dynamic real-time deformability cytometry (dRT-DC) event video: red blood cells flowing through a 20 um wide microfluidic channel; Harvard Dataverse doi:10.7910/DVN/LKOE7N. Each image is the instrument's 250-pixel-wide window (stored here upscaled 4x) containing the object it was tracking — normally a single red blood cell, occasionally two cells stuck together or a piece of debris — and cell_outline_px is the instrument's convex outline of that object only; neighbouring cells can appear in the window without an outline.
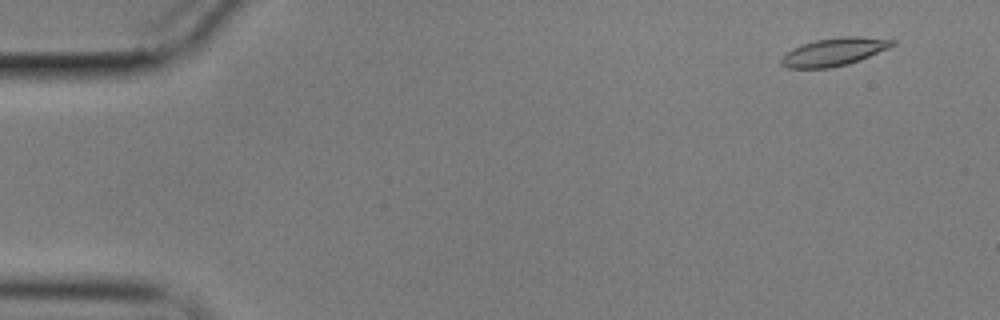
{"species": "common noctule bat (a hibernating species)", "species_latin": "Nyctalus noctula", "temperature_condition": "cold", "stored_images_in_passage": 58, "camera_frame_rate_fps": 3000, "um_per_image_px": 0.085, "animal": {"sex": "male", "body_mass_g": 17.9}, "frame": {"image": 1, "passage_image": 4, "time_ms": 1.0, "image_size_px": [1000, 320], "cell_outline_px": [[896, 44], [888, 48], [860, 60], [848, 64], [828, 68], [788, 68], [780, 64], [780, 60], [792, 48], [816, 40], [840, 36], [856, 36], [896, 40]], "centroid_in_image_um": [70.9, 4.41], "position_along_channel_um": 14.1, "area_um2": 17.92}}
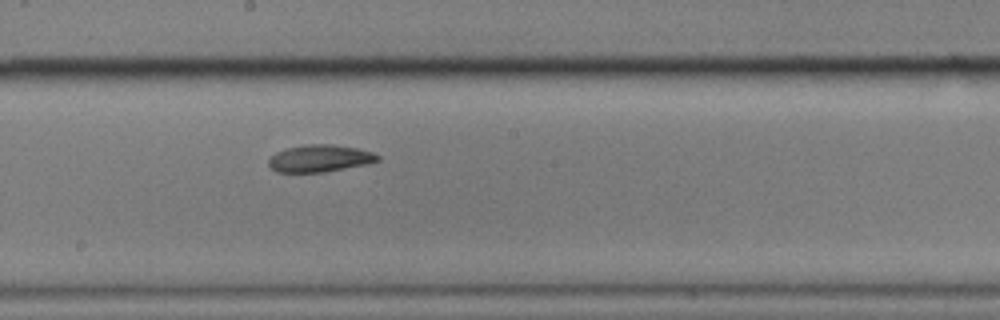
{"frame": {"image": 2, "passage_image": 32, "time_ms": 10.333, "image_size_px": [1000, 320], "cell_outline_px": [[380, 160], [368, 164], [324, 172], [276, 172], [268, 164], [268, 160], [276, 152], [284, 148], [304, 144], [332, 144], [356, 148], [372, 152], [380, 156]], "centroid_in_image_um": [27.18, 13.46], "position_along_channel_um": 221.0, "area_um2": 17.34}}
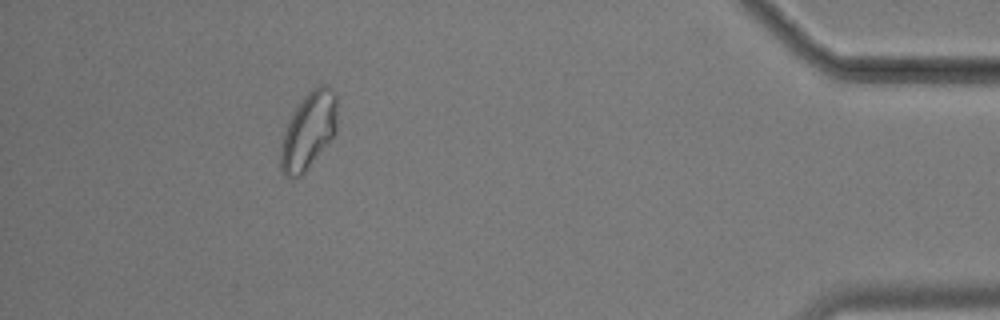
{"frame": {"image": 3, "passage_image": 53, "time_ms": 17.333, "image_size_px": [1000, 320], "cell_outline_px": [[336, 132], [308, 168], [300, 176], [284, 176], [280, 168], [280, 148], [284, 132], [288, 120], [304, 96], [312, 88], [320, 84], [328, 84], [336, 92]], "centroid_in_image_um": [26.22, 11.07], "position_along_channel_um": 409.0, "area_um2": 25.2}, "authors_computed_cell_mechanics": {"area_um2": 17.9758, "velocity_mm_per_s": 3.4358, "shape_relaxation_time_tau1_ms": 5.2969, "shape_relaxation_time_tau2_ms": 3.4369, "deformation_change_tau1": 0.1305, "deformation_change_tau2": 0.0746}}